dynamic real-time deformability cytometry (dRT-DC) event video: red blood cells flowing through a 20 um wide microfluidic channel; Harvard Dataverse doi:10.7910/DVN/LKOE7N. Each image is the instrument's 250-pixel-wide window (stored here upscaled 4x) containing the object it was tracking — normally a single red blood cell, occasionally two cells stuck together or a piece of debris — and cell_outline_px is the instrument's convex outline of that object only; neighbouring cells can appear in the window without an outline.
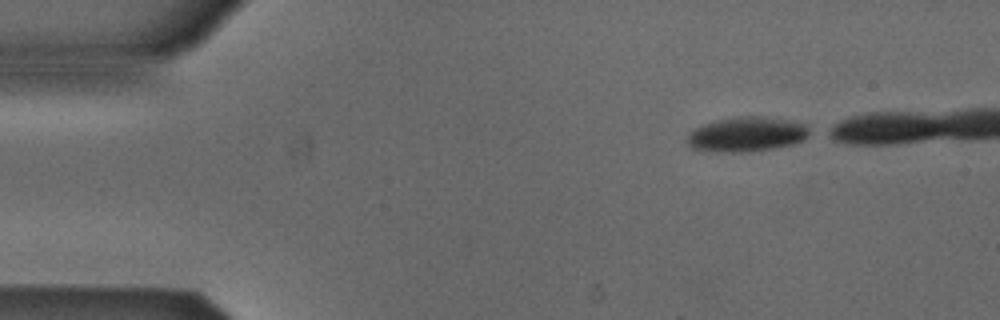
{"species": "Egyptian fruit bat (a non-hibernating species)", "species_latin": "Rousettus aegyptiacus", "temperature_condition": "cold", "stored_images_in_passage": 30, "camera_frame_rate_fps": 3000, "um_per_image_px": 0.085, "animal": {"sex": "male"}, "frame": {"image": 1, "passage_image": 1, "time_ms": 0.0, "image_size_px": [1000, 320], "cell_outline_px": [[816, 132], [812, 136], [804, 140], [792, 144], [772, 148], [736, 152], [724, 152], [692, 148], [684, 140], [688, 132], [692, 128], [716, 120], [736, 116], [764, 116], [788, 120], [808, 124]], "centroid_in_image_um": [63.53, 11.39], "position_along_channel_um": 21.5, "area_um2": 25.26}}
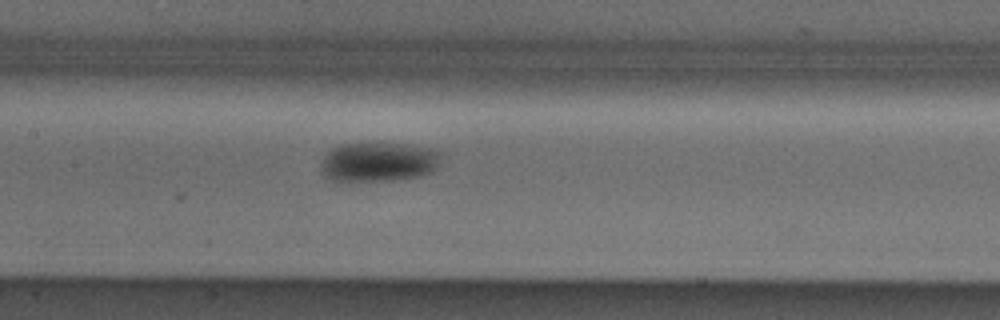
{"frame": {"image": 2, "passage_image": 19, "time_ms": 6.0, "image_size_px": [1000, 320], "cell_outline_px": [[444, 156], [436, 168], [432, 172], [424, 176], [392, 180], [352, 184], [340, 184], [324, 176], [320, 164], [324, 152], [340, 144], [408, 144], [436, 148]], "centroid_in_image_um": [32.16, 13.81], "position_along_channel_um": 175.2, "area_um2": 29.02}}
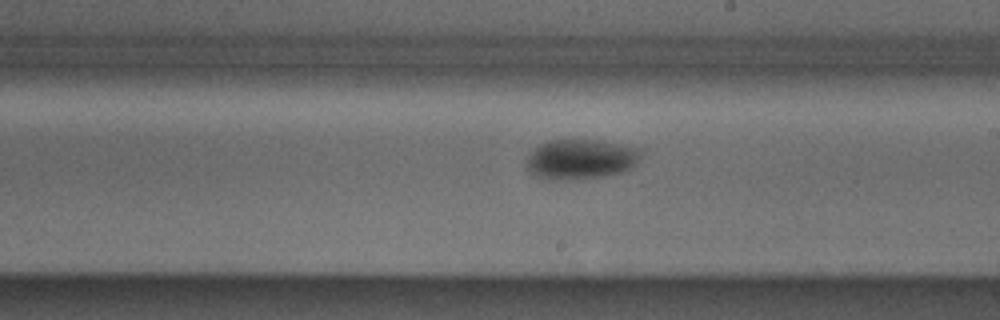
{"frame": {"image": 3, "passage_image": 24, "time_ms": 7.667, "image_size_px": [1000, 320], "cell_outline_px": [[640, 160], [632, 168], [624, 172], [604, 176], [580, 180], [540, 176], [532, 172], [528, 168], [528, 156], [540, 144], [548, 140], [604, 140], [640, 148]], "centroid_in_image_um": [49.47, 13.51], "position_along_channel_um": 239.5, "area_um2": 26.41}}